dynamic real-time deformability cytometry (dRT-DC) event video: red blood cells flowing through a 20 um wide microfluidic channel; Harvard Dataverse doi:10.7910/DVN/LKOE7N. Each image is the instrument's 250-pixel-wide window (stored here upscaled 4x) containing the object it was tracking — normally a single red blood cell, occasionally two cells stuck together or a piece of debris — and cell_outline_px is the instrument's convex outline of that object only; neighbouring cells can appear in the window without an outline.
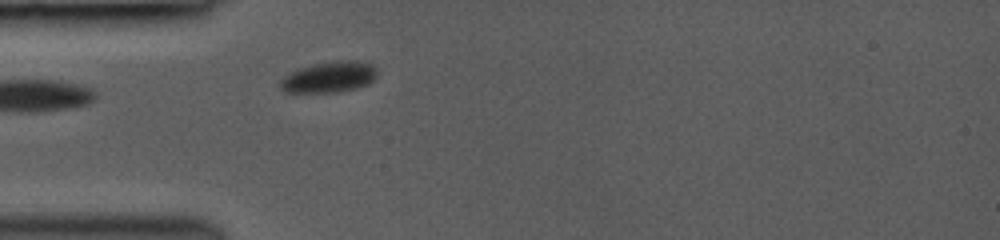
{"species": "common noctule bat (a hibernating species)", "species_latin": "Nyctalus noctula", "temperature_condition": "room temperature", "stored_images_in_passage": 14, "camera_frame_rate_fps": 3000, "um_per_image_px": 0.085, "animal": {"sex": "female", "body_mass_g": 19.0, "forearm_length_mm": 53.3}, "frame": {"image": 1, "passage_image": 1, "time_ms": 0.0, "image_size_px": [1000, 240], "cell_outline_px": [[376, 76], [368, 84], [356, 88], [340, 92], [284, 92], [280, 88], [280, 80], [284, 76], [300, 68], [332, 60], [356, 60], [372, 64], [376, 68]], "centroid_in_image_um": [27.99, 6.54], "position_along_channel_um": 57.0, "area_um2": 17.46}}
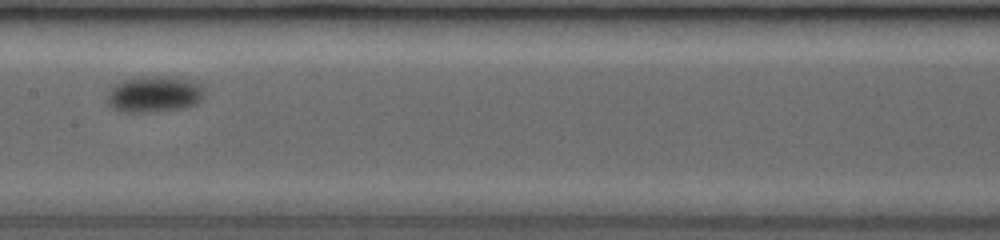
{"frame": {"image": 2, "passage_image": 10, "time_ms": 3.667, "image_size_px": [1000, 240], "cell_outline_px": [[204, 96], [196, 104], [184, 108], [148, 112], [120, 112], [112, 108], [108, 104], [108, 92], [120, 80], [136, 76], [172, 76], [192, 80], [200, 84], [204, 88]], "centroid_in_image_um": [13.12, 7.99], "position_along_channel_um": 194.3, "area_um2": 20.92}}
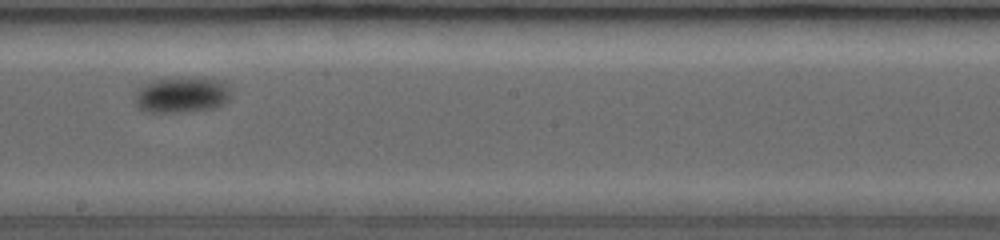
{"frame": {"image": 3, "passage_image": 12, "time_ms": 4.667, "image_size_px": [1000, 240], "cell_outline_px": [[232, 96], [224, 104], [216, 108], [180, 112], [144, 112], [136, 108], [136, 92], [144, 84], [152, 80], [204, 76], [220, 80], [228, 84]], "centroid_in_image_um": [15.5, 8.05], "position_along_channel_um": 232.7, "area_um2": 20.52}}